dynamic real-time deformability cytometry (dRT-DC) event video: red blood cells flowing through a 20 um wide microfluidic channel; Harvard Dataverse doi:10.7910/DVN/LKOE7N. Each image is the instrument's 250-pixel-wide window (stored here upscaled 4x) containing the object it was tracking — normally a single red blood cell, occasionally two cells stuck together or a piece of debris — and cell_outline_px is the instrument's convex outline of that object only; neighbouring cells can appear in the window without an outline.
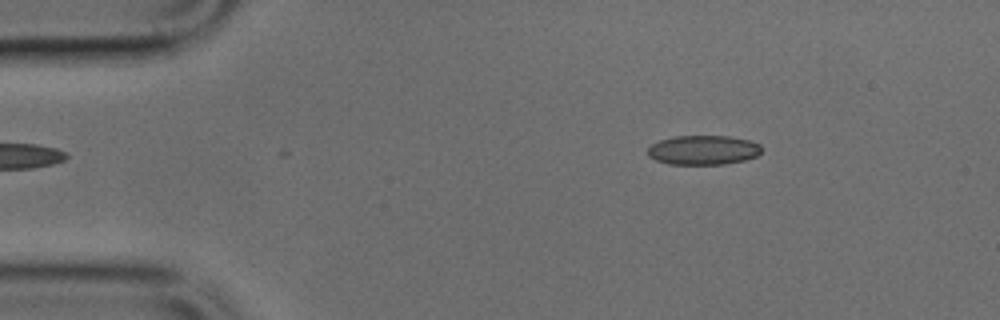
{"species": "common noctule bat (a hibernating species)", "species_latin": "Nyctalus noctula", "temperature_condition": "cold", "stored_images_in_passage": 3, "camera_frame_rate_fps": 3000, "um_per_image_px": 0.085, "animal": {"sex": "male", "body_mass_g": 17.9, "forearm_length_mm": 54.2}, "frame": {"image": 1, "passage_image": 1, "time_ms": 0.0, "image_size_px": [1000, 320], "cell_outline_px": [[760, 152], [756, 156], [744, 160], [724, 164], [668, 164], [656, 160], [648, 156], [648, 148], [652, 144], [660, 140], [676, 136], [728, 136], [748, 140], [760, 144]], "centroid_in_image_um": [59.75, 12.75], "position_along_channel_um": 25.2, "area_um2": 19.36}}
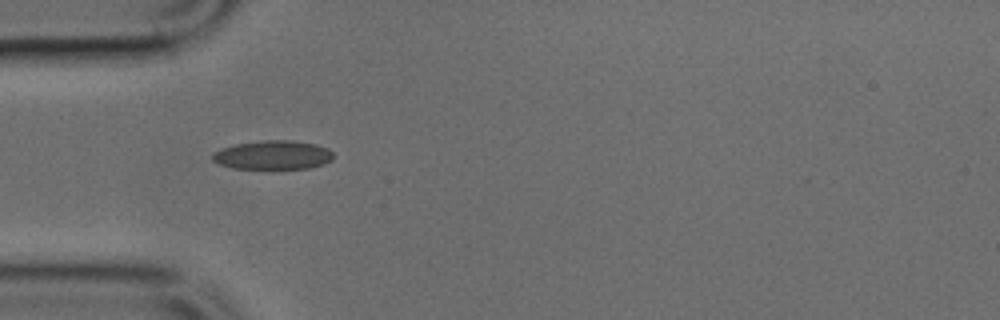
{"frame": {"image": 2, "passage_image": 3, "time_ms": 0.667, "image_size_px": [1000, 320], "cell_outline_px": [[332, 160], [324, 164], [308, 168], [232, 168], [220, 164], [212, 160], [212, 152], [220, 148], [236, 144], [264, 140], [292, 140], [316, 144], [328, 148], [332, 152]], "centroid_in_image_um": [23.19, 13.16], "position_along_channel_um": 61.8, "area_um2": 20.35}}